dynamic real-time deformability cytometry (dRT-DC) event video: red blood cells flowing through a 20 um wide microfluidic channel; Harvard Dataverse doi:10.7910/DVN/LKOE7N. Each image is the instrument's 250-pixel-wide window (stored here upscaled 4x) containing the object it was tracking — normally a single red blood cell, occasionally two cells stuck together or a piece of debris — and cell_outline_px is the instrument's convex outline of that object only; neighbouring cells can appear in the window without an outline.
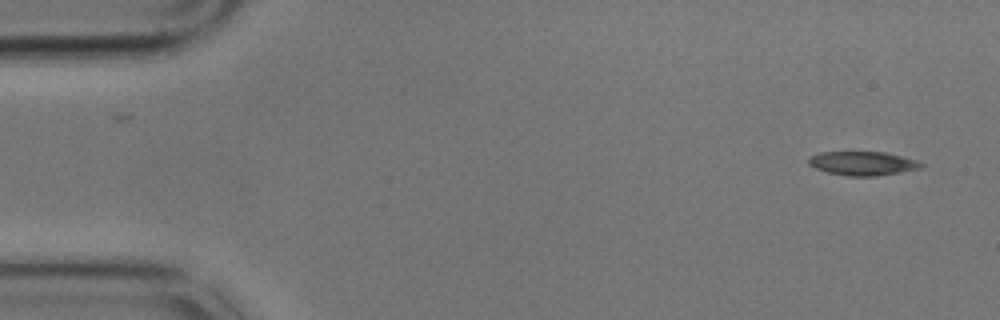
{"species": "common noctule bat (a hibernating species)", "species_latin": "Nyctalus noctula", "temperature_condition": "cold", "stored_images_in_passage": 2, "camera_frame_rate_fps": 3000, "um_per_image_px": 0.085, "animal": {"sex": "male", "body_mass_g": 17.9}, "frame": {"image": 1, "passage_image": 2, "time_ms": 0.333, "image_size_px": [1000, 320], "cell_outline_px": [[924, 164], [920, 168], [876, 176], [844, 176], [828, 172], [816, 168], [808, 164], [808, 156], [820, 152], [884, 152], [916, 160]], "centroid_in_image_um": [73.27, 13.88], "position_along_channel_um": 11.7, "area_um2": 15.55}}